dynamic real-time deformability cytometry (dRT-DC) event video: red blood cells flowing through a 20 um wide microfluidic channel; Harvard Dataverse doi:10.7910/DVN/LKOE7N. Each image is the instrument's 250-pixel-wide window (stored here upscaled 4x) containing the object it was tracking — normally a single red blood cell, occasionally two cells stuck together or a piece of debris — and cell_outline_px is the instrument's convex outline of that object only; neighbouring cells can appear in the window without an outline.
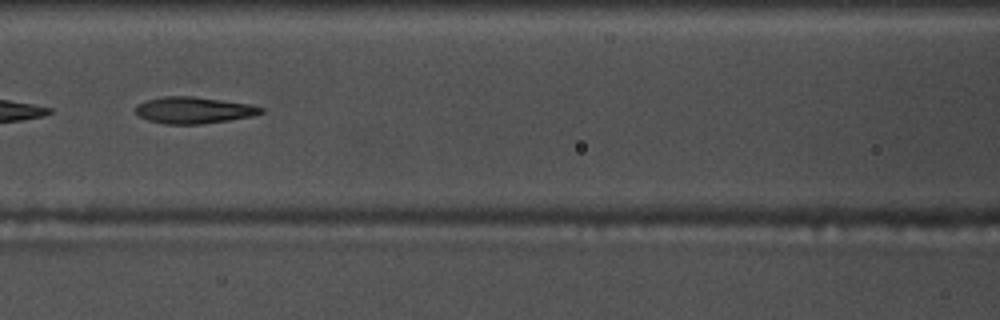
{"species": "common noctule bat (a hibernating species)", "species_latin": "Nyctalus noctula", "temperature_condition": "warm", "stored_images_in_passage": 21, "camera_frame_rate_fps": 3000, "um_per_image_px": 0.085, "animal": {"sex": "male", "body_mass_g": 17.5, "forearm_length_mm": 52.3}, "frame": {"image": 1, "passage_image": 10, "time_ms": 3.0, "image_size_px": [1000, 320], "cell_outline_px": [[264, 112], [252, 116], [228, 120], [200, 124], [164, 124], [148, 120], [140, 116], [136, 112], [136, 104], [144, 100], [164, 96], [192, 96], [252, 104], [264, 108]], "centroid_in_image_um": [16.46, 9.36], "position_along_channel_um": 150.1, "area_um2": 19.48}}